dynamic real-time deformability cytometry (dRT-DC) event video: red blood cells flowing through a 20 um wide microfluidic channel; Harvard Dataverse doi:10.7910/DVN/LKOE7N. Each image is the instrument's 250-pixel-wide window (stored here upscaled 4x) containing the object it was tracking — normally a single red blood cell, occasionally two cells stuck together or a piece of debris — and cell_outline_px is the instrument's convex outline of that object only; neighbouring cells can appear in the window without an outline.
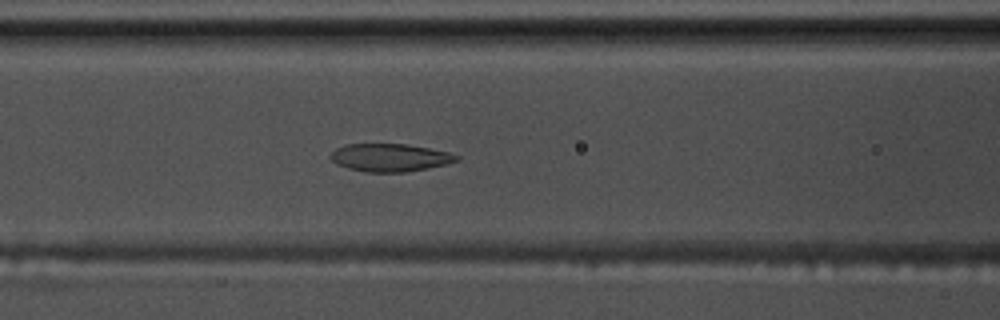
{"species": "common noctule bat (a hibernating species)", "species_latin": "Nyctalus noctula", "temperature_condition": "warm", "stored_images_in_passage": 40, "camera_frame_rate_fps": 3000, "um_per_image_px": 0.085, "animal": {"sex": "male", "body_mass_g": 17.5, "forearm_length_mm": 52.3}, "frame": {"image": 1, "passage_image": 8, "time_ms": 2.333, "image_size_px": [1000, 320], "cell_outline_px": [[460, 160], [428, 168], [404, 172], [368, 172], [348, 168], [336, 164], [328, 156], [336, 148], [344, 144], [404, 144], [428, 148], [448, 152], [460, 156]], "centroid_in_image_um": [33.12, 13.39], "position_along_channel_um": 133.5, "area_um2": 20.35}}
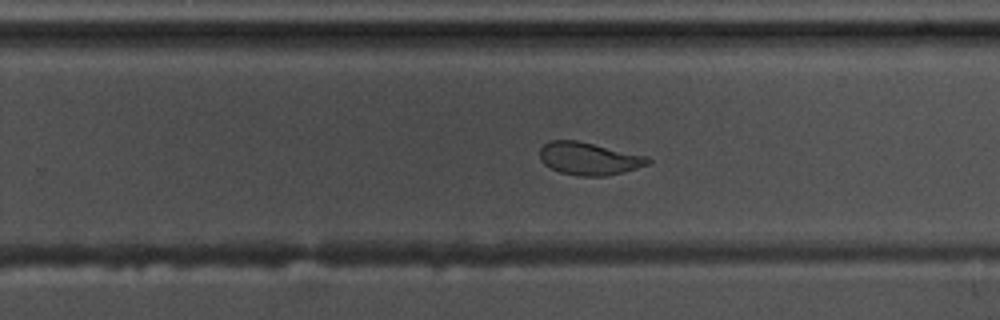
{"frame": {"image": 2, "passage_image": 20, "time_ms": 6.333, "image_size_px": [1000, 320], "cell_outline_px": [[652, 160], [648, 164], [624, 172], [608, 176], [576, 176], [560, 172], [544, 164], [540, 160], [540, 148], [544, 144], [552, 140], [576, 140], [648, 156]], "centroid_in_image_um": [50.06, 13.49], "position_along_channel_um": 279.7, "area_um2": 20.58}}
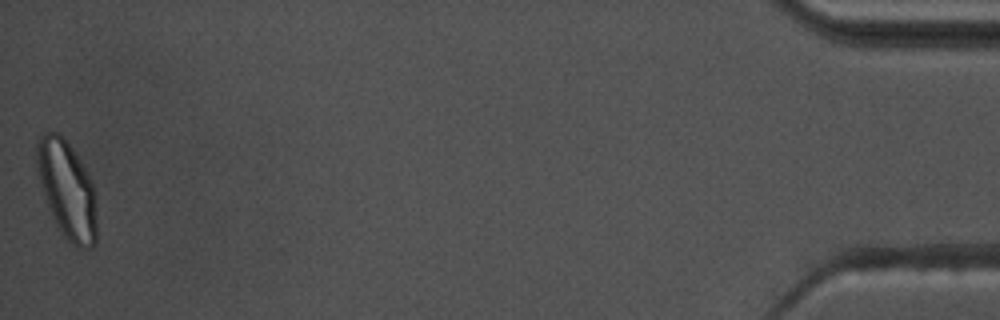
{"frame": {"image": 3, "passage_image": 40, "time_ms": 13.0, "image_size_px": [1000, 320], "cell_outline_px": [[96, 240], [92, 248], [76, 248], [64, 236], [56, 224], [48, 208], [36, 176], [36, 144], [40, 136], [44, 132], [60, 132], [72, 148], [80, 160], [96, 192]], "centroid_in_image_um": [5.67, 16.11], "position_along_channel_um": 429.5, "area_um2": 34.56}, "authors_computed_cell_mechanics": {"area_um2": 21.7906, "velocity_mm_per_s": 3.6662, "shape_relaxation_time_tau1_ms": null, "shape_relaxation_time_tau2_ms": 1.7484, "deformation_change_tau1": null, "deformation_change_tau2": 0.0836}}